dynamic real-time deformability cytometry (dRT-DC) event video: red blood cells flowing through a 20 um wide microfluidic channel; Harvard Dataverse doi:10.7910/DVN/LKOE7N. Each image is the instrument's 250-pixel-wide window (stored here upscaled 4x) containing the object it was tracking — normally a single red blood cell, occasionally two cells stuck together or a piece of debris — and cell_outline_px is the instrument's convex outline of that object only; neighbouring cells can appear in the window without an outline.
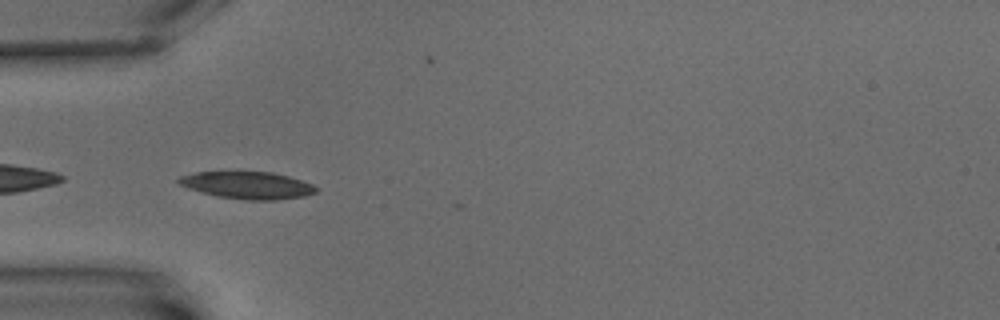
{"species": "common noctule bat (a hibernating species)", "species_latin": "Nyctalus noctula", "temperature_condition": "warm", "stored_images_in_passage": 5, "camera_frame_rate_fps": 3000, "um_per_image_px": 0.085, "animal": {"sex": "male", "body_mass_g": 15.6}, "frame": {"image": 1, "passage_image": 4, "time_ms": 4.333, "image_size_px": [1000, 320], "cell_outline_px": [[320, 188], [316, 192], [304, 196], [276, 200], [248, 200], [216, 196], [200, 192], [188, 188], [180, 184], [176, 180], [180, 176], [196, 172], [236, 168], [272, 172], [288, 176], [312, 184]], "centroid_in_image_um": [20.99, 15.69], "position_along_channel_um": 64.0, "area_um2": 22.83}}